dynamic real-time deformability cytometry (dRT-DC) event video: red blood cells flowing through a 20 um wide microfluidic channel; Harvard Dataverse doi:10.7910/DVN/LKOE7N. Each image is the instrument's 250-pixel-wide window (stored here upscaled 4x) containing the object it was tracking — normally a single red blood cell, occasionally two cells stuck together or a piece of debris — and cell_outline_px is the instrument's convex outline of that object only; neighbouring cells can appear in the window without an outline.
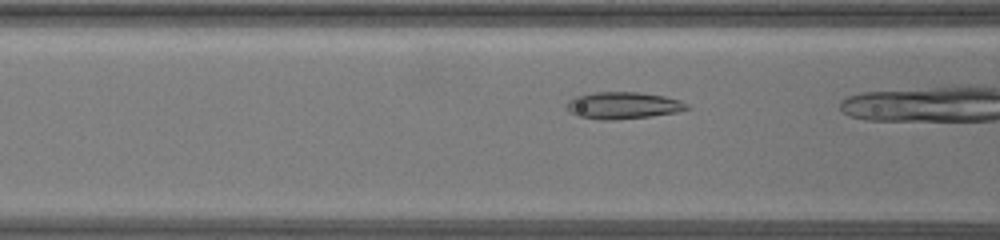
{"species": "common noctule bat (a hibernating species)", "species_latin": "Nyctalus noctula", "temperature_condition": "warm", "stored_images_in_passage": 9, "camera_frame_rate_fps": 3000, "um_per_image_px": 0.085, "animal": {"sex": "female", "body_mass_g": 19.5, "forearm_length_mm": 54.1}, "frame": {"image": 1, "passage_image": 4, "time_ms": 1.0, "image_size_px": [1000, 240], "cell_outline_px": [[688, 108], [676, 112], [652, 116], [612, 120], [600, 120], [576, 116], [568, 108], [568, 100], [576, 96], [596, 92], [640, 92], [664, 96], [680, 100], [688, 104]], "centroid_in_image_um": [52.97, 8.96], "position_along_channel_um": 113.6, "area_um2": 18.73}}
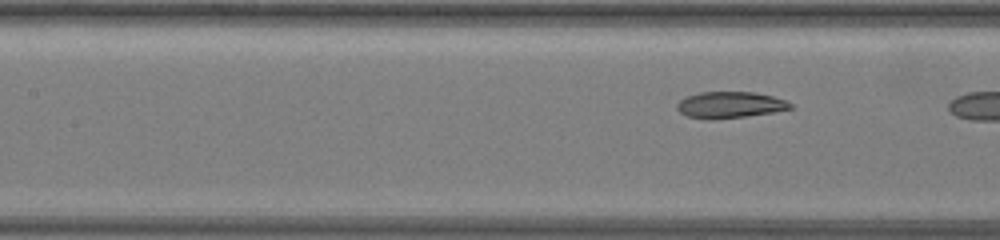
{"frame": {"image": 2, "passage_image": 7, "time_ms": 2.0, "image_size_px": [1000, 240], "cell_outline_px": [[792, 108], [772, 112], [748, 116], [712, 120], [708, 120], [688, 116], [680, 112], [676, 108], [676, 104], [680, 100], [688, 96], [700, 92], [752, 92], [772, 96], [784, 100], [792, 104]], "centroid_in_image_um": [62.01, 8.92], "position_along_channel_um": 145.4, "area_um2": 17.34}}